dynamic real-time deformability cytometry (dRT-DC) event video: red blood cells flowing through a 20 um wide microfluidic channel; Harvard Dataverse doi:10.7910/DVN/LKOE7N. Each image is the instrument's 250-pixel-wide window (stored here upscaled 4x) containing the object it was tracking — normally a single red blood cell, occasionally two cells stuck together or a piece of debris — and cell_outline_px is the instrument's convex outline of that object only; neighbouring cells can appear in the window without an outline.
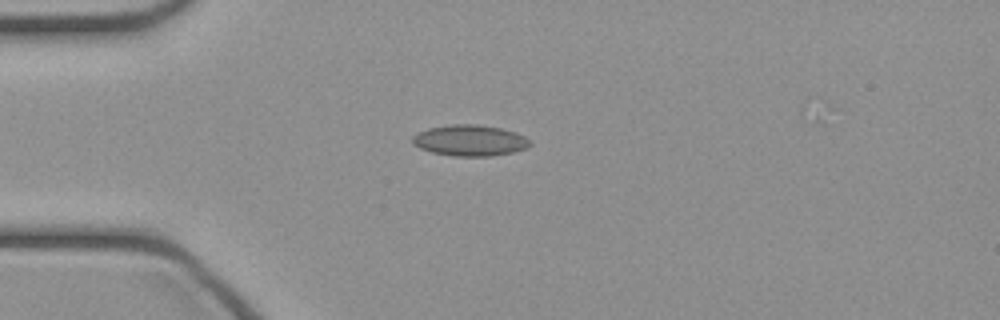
{"species": "common noctule bat (a hibernating species)", "species_latin": "Nyctalus noctula", "temperature_condition": "cold", "stored_images_in_passage": 36, "camera_frame_rate_fps": 3000, "um_per_image_px": 0.085, "animal": {"sex": "female", "body_mass_g": 21.9}, "frame": {"image": 1, "passage_image": 1, "time_ms": 0.0, "image_size_px": [1000, 320], "cell_outline_px": [[532, 144], [524, 148], [512, 152], [492, 156], [452, 156], [432, 152], [420, 148], [412, 144], [412, 136], [416, 132], [428, 128], [448, 124], [476, 124], [500, 128], [516, 132], [532, 140]], "centroid_in_image_um": [39.91, 11.93], "position_along_channel_um": 45.1, "area_um2": 21.44}}
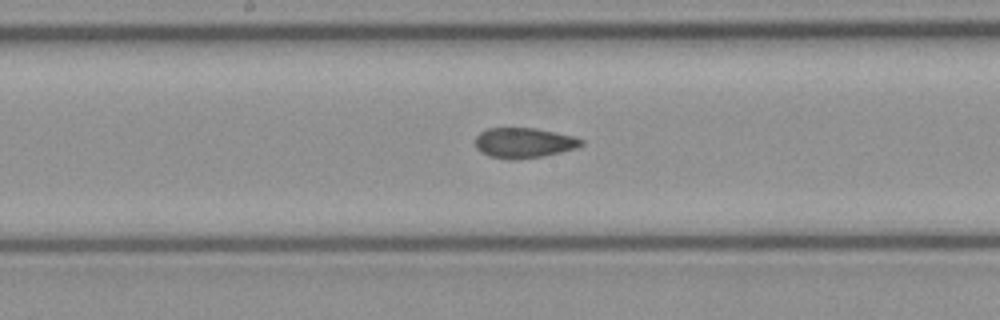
{"frame": {"image": 2, "passage_image": 13, "time_ms": 4.0, "image_size_px": [1000, 320], "cell_outline_px": [[584, 144], [576, 148], [544, 156], [516, 160], [508, 160], [488, 156], [480, 152], [476, 148], [476, 136], [480, 132], [488, 128], [532, 128], [572, 136], [584, 140]], "centroid_in_image_um": [44.49, 12.16], "position_along_channel_um": 203.7, "area_um2": 18.67}}
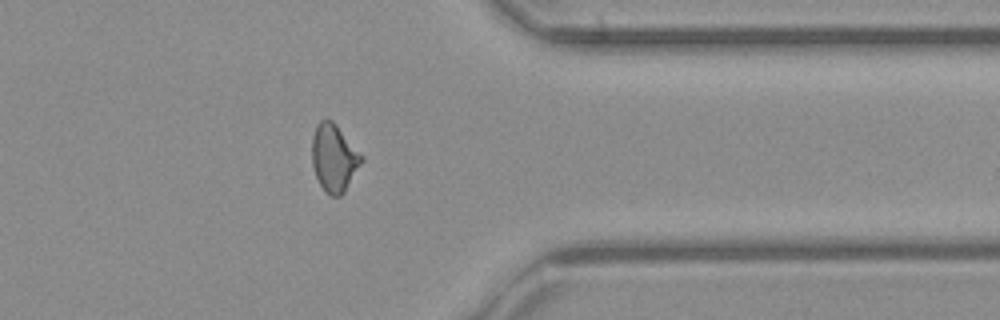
{"frame": {"image": 3, "passage_image": 26, "time_ms": 8.333, "image_size_px": [1000, 320], "cell_outline_px": [[364, 160], [344, 192], [340, 196], [328, 196], [324, 192], [316, 176], [312, 164], [312, 136], [316, 124], [320, 120], [332, 120], [336, 124], [364, 156]], "centroid_in_image_um": [28.4, 13.43], "position_along_channel_um": 383.0, "area_um2": 19.65}}